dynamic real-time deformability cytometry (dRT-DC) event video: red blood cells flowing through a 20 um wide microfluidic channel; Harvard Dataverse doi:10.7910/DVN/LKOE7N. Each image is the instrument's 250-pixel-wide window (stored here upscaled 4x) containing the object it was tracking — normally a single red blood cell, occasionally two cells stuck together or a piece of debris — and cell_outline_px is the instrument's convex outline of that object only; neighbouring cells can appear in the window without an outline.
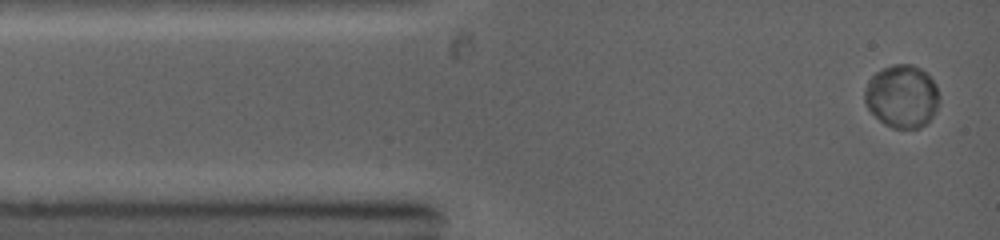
{"species": "common noctule bat (a hibernating species)", "species_latin": "Nyctalus noctula", "temperature_condition": "warm", "stored_images_in_passage": 37, "camera_frame_rate_fps": 5000, "um_per_image_px": 0.085, "animal": {"sex": "female", "body_mass_g": 19.0, "forearm_length_mm": 53.3}, "frame": {"image": 1, "passage_image": 1, "time_ms": 0.0, "image_size_px": [1000, 240], "cell_outline_px": [[940, 96], [936, 112], [920, 128], [892, 128], [884, 124], [868, 108], [864, 100], [864, 92], [868, 80], [876, 72], [892, 64], [912, 64], [928, 72], [936, 84]], "centroid_in_image_um": [76.69, 8.17], "position_along_channel_um": 8.3, "area_um2": 27.51}}
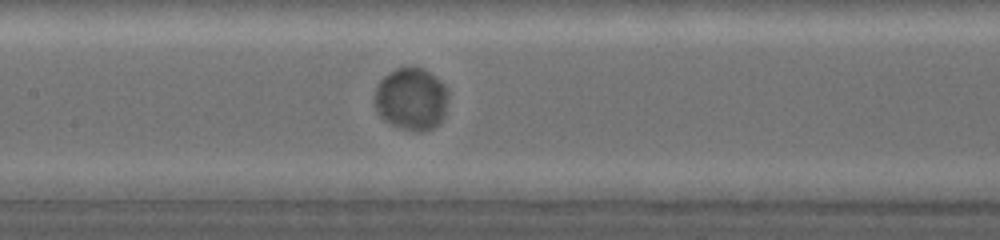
{"frame": {"image": 2, "passage_image": 14, "time_ms": 5.0, "image_size_px": [1000, 240], "cell_outline_px": [[448, 92], [444, 116], [432, 128], [420, 132], [400, 128], [384, 120], [380, 116], [376, 108], [376, 88], [380, 80], [388, 72], [396, 68], [420, 68], [428, 72], [440, 80], [444, 84]], "centroid_in_image_um": [34.96, 8.41], "position_along_channel_um": 172.4, "area_um2": 26.41}}
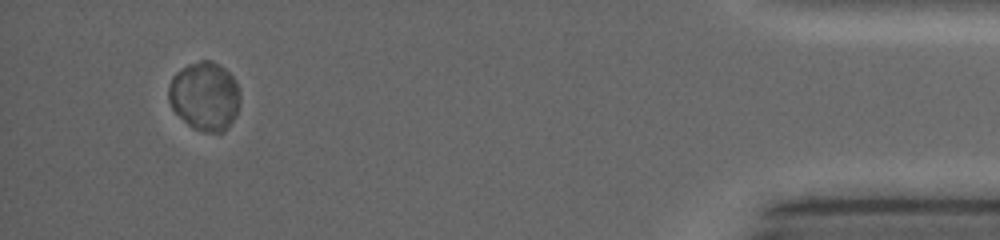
{"frame": {"image": 3, "passage_image": 33, "time_ms": 12.4, "image_size_px": [1000, 240], "cell_outline_px": [[240, 104], [236, 116], [228, 128], [224, 132], [204, 132], [192, 128], [172, 108], [168, 100], [168, 84], [172, 76], [176, 72], [188, 64], [200, 60], [212, 60], [220, 64], [236, 80], [240, 92]], "centroid_in_image_um": [17.41, 8.16], "position_along_channel_um": 417.8, "area_um2": 29.07}}